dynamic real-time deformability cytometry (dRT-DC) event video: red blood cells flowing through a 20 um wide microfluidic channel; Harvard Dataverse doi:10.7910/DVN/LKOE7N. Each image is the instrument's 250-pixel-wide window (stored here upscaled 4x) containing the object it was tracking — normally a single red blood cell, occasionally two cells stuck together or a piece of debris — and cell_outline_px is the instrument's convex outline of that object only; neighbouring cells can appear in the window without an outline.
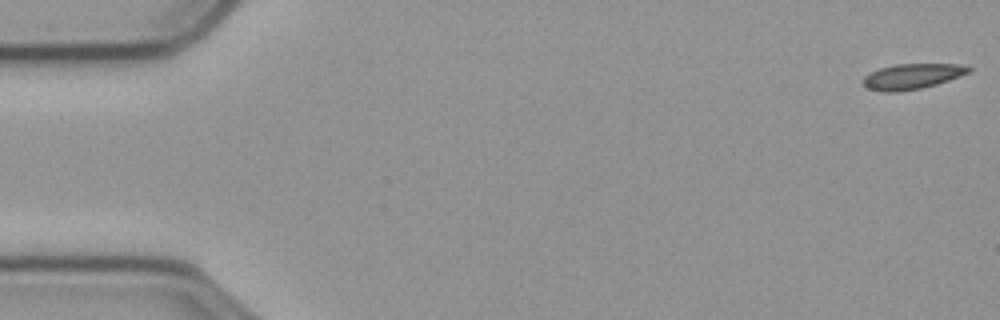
{"species": "common noctule bat (a hibernating species)", "species_latin": "Nyctalus noctula", "temperature_condition": "cold", "stored_images_in_passage": 8, "camera_frame_rate_fps": 3000, "um_per_image_px": 0.085, "animal": {"sex": "male", "body_mass_g": 23.1, "forearm_length_mm": 52.7}, "frame": {"image": 1, "passage_image": 1, "time_ms": 0.0, "image_size_px": [1000, 320], "cell_outline_px": [[972, 68], [968, 72], [960, 76], [936, 84], [920, 88], [900, 92], [884, 92], [868, 88], [864, 84], [864, 76], [880, 68], [896, 64], [964, 64]], "centroid_in_image_um": [77.55, 6.49], "position_along_channel_um": 7.5, "area_um2": 15.43}}